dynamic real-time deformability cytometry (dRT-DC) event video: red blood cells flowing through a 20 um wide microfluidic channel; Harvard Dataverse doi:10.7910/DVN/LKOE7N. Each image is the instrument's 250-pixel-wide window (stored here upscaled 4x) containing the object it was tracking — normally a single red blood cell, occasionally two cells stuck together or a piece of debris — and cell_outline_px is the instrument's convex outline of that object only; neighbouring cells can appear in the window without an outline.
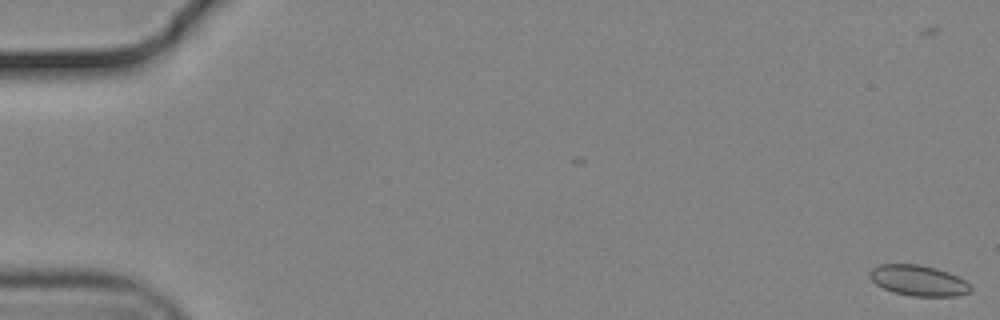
{"species": "common noctule bat (a hibernating species)", "species_latin": "Nyctalus noctula", "temperature_condition": "cold", "stored_images_in_passage": 29, "camera_frame_rate_fps": 3000, "um_per_image_px": 0.085, "animal": {"sex": "male", "body_mass_g": 19.2, "forearm_length_mm": 51.8}, "frame": {"image": 1, "passage_image": 2, "time_ms": 0.333, "image_size_px": [1000, 320], "cell_outline_px": [[972, 292], [956, 296], [912, 296], [896, 292], [884, 288], [876, 284], [868, 276], [868, 272], [872, 268], [880, 264], [920, 264], [936, 268], [948, 272], [972, 284]], "centroid_in_image_um": [78.09, 23.84], "position_along_channel_um": 6.9, "area_um2": 18.09}}
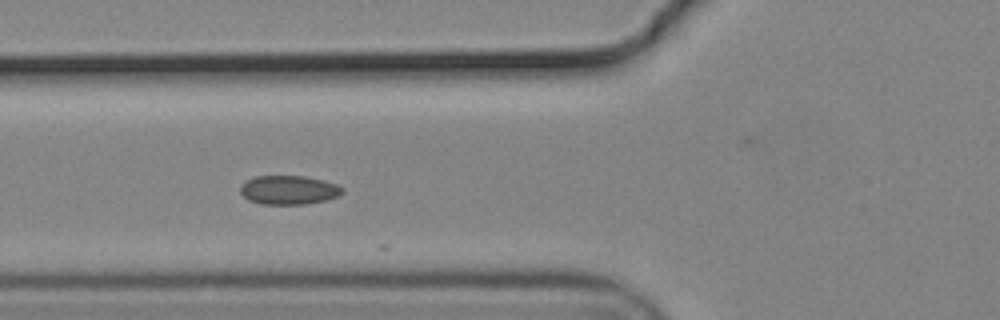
{"frame": {"image": 2, "passage_image": 23, "time_ms": 7.333, "image_size_px": [1000, 320], "cell_outline_px": [[344, 192], [336, 196], [324, 200], [304, 204], [260, 204], [248, 200], [240, 192], [240, 184], [244, 180], [256, 176], [304, 176], [324, 180], [336, 184], [344, 188]], "centroid_in_image_um": [24.5, 16.14], "position_along_channel_um": 101.3, "area_um2": 17.28}}
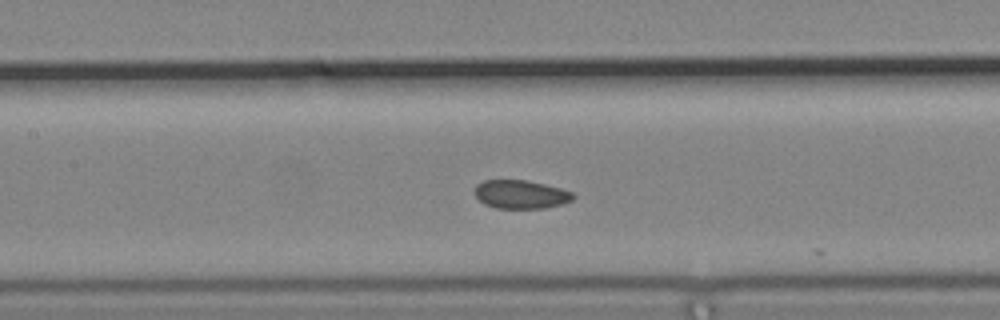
{"frame": {"image": 3, "passage_image": 28, "time_ms": 9.0, "image_size_px": [1000, 320], "cell_outline_px": [[576, 196], [572, 200], [560, 204], [544, 208], [496, 208], [484, 204], [472, 192], [476, 184], [484, 180], [524, 180], [544, 184], [560, 188], [572, 192]], "centroid_in_image_um": [44.22, 16.52], "position_along_channel_um": 163.2, "area_um2": 16.36}}